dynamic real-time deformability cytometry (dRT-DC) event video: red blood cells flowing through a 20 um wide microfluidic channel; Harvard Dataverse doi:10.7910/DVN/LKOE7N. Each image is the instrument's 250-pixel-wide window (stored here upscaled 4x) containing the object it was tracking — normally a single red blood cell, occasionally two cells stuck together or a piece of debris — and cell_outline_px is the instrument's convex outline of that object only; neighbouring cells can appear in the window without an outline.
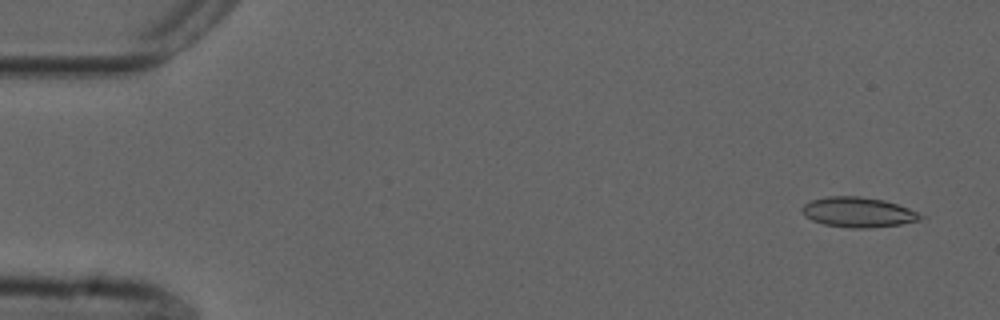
{"species": "common noctule bat (a hibernating species)", "species_latin": "Nyctalus noctula", "temperature_condition": "cold", "stored_images_in_passage": 27, "camera_frame_rate_fps": 3000, "um_per_image_px": 0.085, "animal": {"sex": "male", "forearm_length_mm": 52.5}, "frame": {"image": 1, "passage_image": 3, "time_ms": 0.667, "image_size_px": [1000, 320], "cell_outline_px": [[924, 216], [920, 220], [900, 224], [868, 228], [848, 228], [824, 224], [812, 220], [804, 216], [800, 208], [804, 204], [812, 200], [828, 196], [860, 196], [884, 200], [908, 208]], "centroid_in_image_um": [72.9, 18.04], "position_along_channel_um": 12.1, "area_um2": 20.69}}
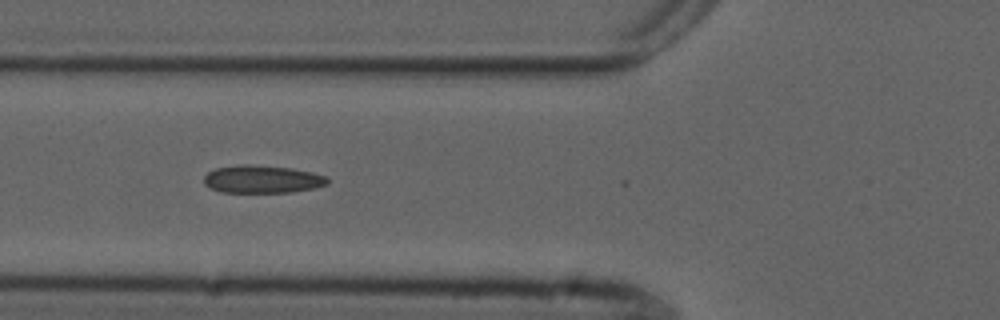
{"frame": {"image": 2, "passage_image": 20, "time_ms": 6.333, "image_size_px": [1000, 320], "cell_outline_px": [[328, 184], [316, 188], [292, 192], [220, 192], [208, 188], [204, 184], [204, 176], [208, 172], [216, 168], [240, 164], [248, 164], [292, 168], [312, 172], [324, 176], [328, 180]], "centroid_in_image_um": [22.26, 15.23], "position_along_channel_um": 103.5, "area_um2": 20.11}}
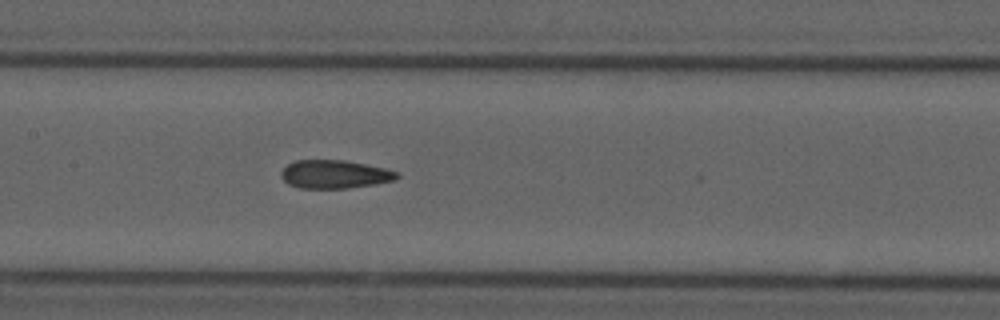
{"frame": {"image": 3, "passage_image": 26, "time_ms": 8.333, "image_size_px": [1000, 320], "cell_outline_px": [[400, 176], [396, 180], [376, 184], [344, 188], [300, 188], [288, 184], [280, 176], [280, 172], [288, 164], [296, 160], [344, 160], [384, 168], [400, 172]], "centroid_in_image_um": [28.46, 14.81], "position_along_channel_um": 178.9, "area_um2": 19.13}}